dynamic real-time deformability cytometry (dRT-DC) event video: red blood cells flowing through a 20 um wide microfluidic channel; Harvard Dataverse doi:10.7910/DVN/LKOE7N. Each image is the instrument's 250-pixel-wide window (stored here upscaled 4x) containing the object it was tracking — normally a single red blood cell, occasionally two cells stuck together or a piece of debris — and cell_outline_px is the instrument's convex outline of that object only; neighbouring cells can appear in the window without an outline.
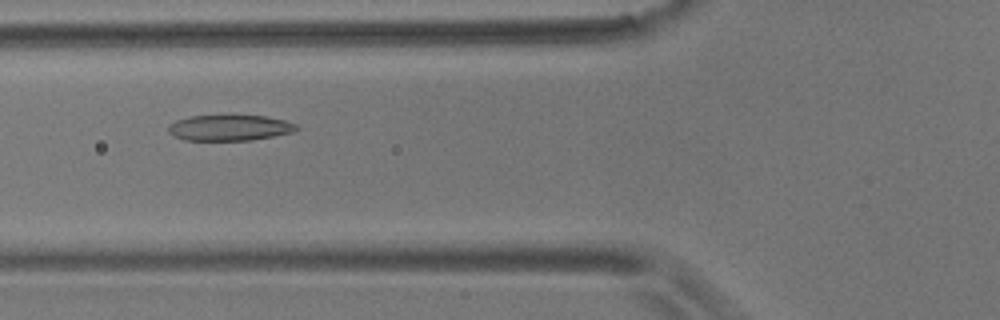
{"species": "common noctule bat (a hibernating species)", "species_latin": "Nyctalus noctula", "temperature_condition": "room temperature", "stored_images_in_passage": 6, "camera_frame_rate_fps": 3000, "um_per_image_px": 0.085, "animal": {"sex": "male", "body_mass_g": 17.9}, "frame": {"image": 1, "passage_image": 5, "time_ms": 4.667, "image_size_px": [1000, 320], "cell_outline_px": [[300, 128], [292, 132], [252, 140], [184, 140], [172, 136], [168, 132], [168, 124], [176, 120], [192, 116], [264, 116], [284, 120], [296, 124]], "centroid_in_image_um": [19.48, 10.87], "position_along_channel_um": 106.3, "area_um2": 19.13}}
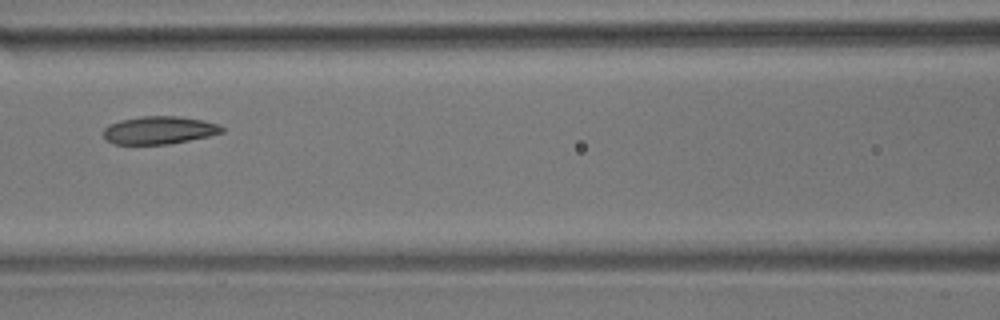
{"frame": {"image": 2, "passage_image": 6, "time_ms": 6.0, "image_size_px": [1000, 320], "cell_outline_px": [[224, 132], [208, 136], [172, 144], [112, 144], [104, 136], [104, 128], [108, 124], [120, 120], [140, 116], [180, 116], [204, 120], [220, 124], [224, 128]], "centroid_in_image_um": [13.55, 11.06], "position_along_channel_um": 153.0, "area_um2": 19.42}}